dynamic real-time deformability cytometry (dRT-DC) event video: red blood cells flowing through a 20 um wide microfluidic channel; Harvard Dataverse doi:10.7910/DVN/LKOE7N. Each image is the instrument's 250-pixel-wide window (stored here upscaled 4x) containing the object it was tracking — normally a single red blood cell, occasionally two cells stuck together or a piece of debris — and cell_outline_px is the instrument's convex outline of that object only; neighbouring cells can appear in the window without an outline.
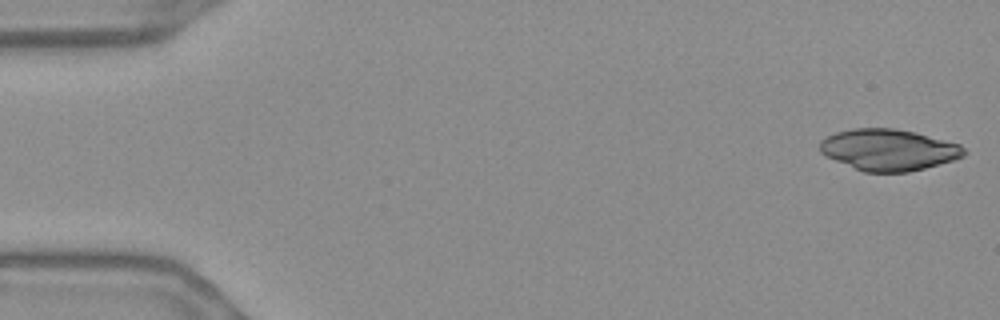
{"species": "Egyptian fruit bat (a non-hibernating species)", "species_latin": "Rousettus aegyptiacus", "temperature_condition": "warm", "stored_images_in_passage": 54, "camera_frame_rate_fps": 3000, "um_per_image_px": 0.085, "frame": {"image": 1, "passage_image": 1, "time_ms": 0.0, "image_size_px": [1000, 320], "cell_outline_px": [[968, 152], [964, 156], [952, 160], [924, 168], [908, 172], [864, 172], [824, 156], [820, 152], [820, 140], [836, 132], [852, 128], [896, 128], [916, 132], [960, 144]], "centroid_in_image_um": [75.52, 12.72], "position_along_channel_um": 9.5, "area_um2": 34.85}}